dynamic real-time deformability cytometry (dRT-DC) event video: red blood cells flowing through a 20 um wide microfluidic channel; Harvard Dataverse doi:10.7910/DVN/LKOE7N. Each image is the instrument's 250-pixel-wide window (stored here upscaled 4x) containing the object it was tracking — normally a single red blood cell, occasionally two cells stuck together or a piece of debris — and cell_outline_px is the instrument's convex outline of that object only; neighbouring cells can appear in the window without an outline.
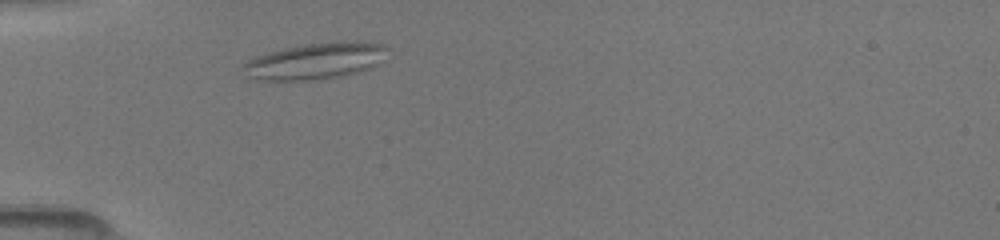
{"species": "common noctule bat (a hibernating species)", "species_latin": "Nyctalus noctula", "temperature_condition": "room temperature", "stored_images_in_passage": 2, "camera_frame_rate_fps": 3000, "um_per_image_px": 0.085, "animal": {"sex": "female", "body_mass_g": 19.5, "forearm_length_mm": 54.1}, "frame": {"image": 1, "passage_image": 2, "time_ms": 0.333, "image_size_px": [1000, 240], "cell_outline_px": [[388, 48], [376, 64], [372, 68], [360, 72], [340, 76], [312, 80], [264, 80], [248, 76], [240, 68], [240, 64], [256, 56], [284, 48], [308, 44], [340, 40], [356, 40], [384, 44]], "centroid_in_image_um": [26.8, 5.17], "position_along_channel_um": 58.2, "area_um2": 30.63}}